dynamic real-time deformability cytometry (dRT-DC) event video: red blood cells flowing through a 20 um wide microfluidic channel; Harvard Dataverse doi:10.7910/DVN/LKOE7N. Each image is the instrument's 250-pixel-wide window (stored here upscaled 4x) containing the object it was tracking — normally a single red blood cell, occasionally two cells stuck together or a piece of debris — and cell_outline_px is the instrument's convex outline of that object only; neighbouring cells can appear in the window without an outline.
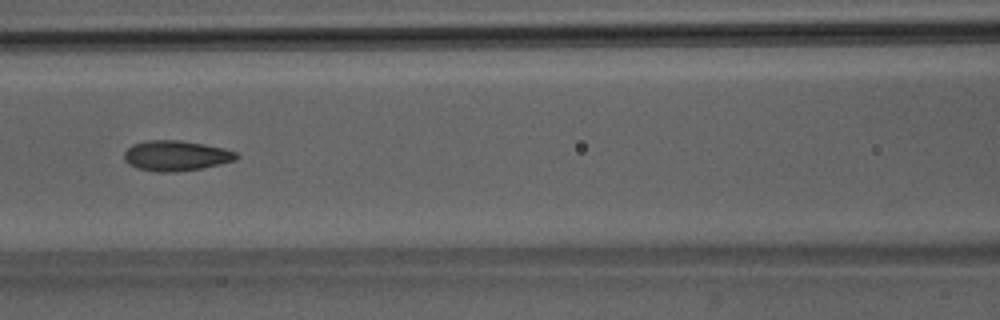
{"species": "Egyptian fruit bat (a non-hibernating species)", "species_latin": "Rousettus aegyptiacus", "temperature_condition": "room temperature", "stored_images_in_passage": 3, "camera_frame_rate_fps": 3000, "um_per_image_px": 0.085, "animal": {"sex": "male"}, "frame": {"image": 1, "passage_image": 3, "time_ms": 2.333, "image_size_px": [1000, 320], "cell_outline_px": [[240, 156], [236, 160], [220, 164], [200, 168], [176, 172], [156, 172], [136, 168], [128, 164], [124, 160], [124, 152], [132, 144], [148, 140], [180, 140], [204, 144], [224, 148], [236, 152]], "centroid_in_image_um": [14.95, 13.23], "position_along_channel_um": 151.7, "area_um2": 19.94}}